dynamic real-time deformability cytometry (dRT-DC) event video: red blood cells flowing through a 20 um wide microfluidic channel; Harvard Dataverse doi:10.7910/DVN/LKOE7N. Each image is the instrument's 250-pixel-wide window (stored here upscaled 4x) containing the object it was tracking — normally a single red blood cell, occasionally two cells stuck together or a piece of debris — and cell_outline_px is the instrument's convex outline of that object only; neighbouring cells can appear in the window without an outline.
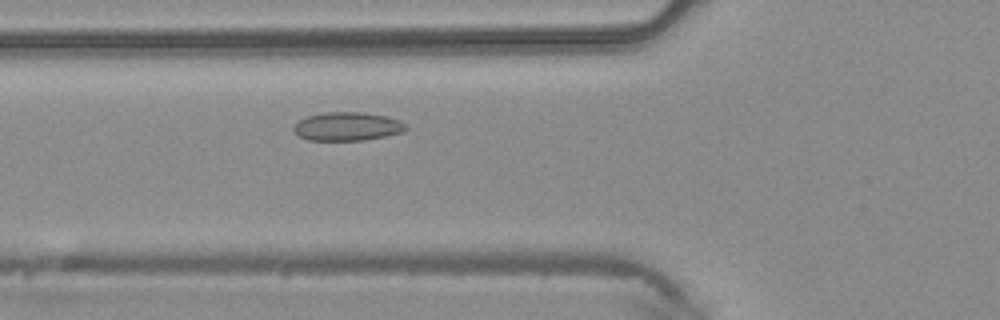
{"species": "common noctule bat (a hibernating species)", "species_latin": "Nyctalus noctula", "temperature_condition": "warm", "stored_images_in_passage": 39, "camera_frame_rate_fps": 3000, "um_per_image_px": 0.085, "animal": {"sex": "male", "body_mass_g": 20.4}, "frame": {"image": 1, "passage_image": 10, "time_ms": 3.0, "image_size_px": [1000, 320], "cell_outline_px": [[408, 128], [404, 132], [364, 140], [308, 140], [300, 136], [292, 128], [300, 120], [308, 116], [324, 112], [364, 112], [384, 116], [400, 120], [408, 124]], "centroid_in_image_um": [29.57, 10.74], "position_along_channel_um": 96.2, "area_um2": 18.61}}
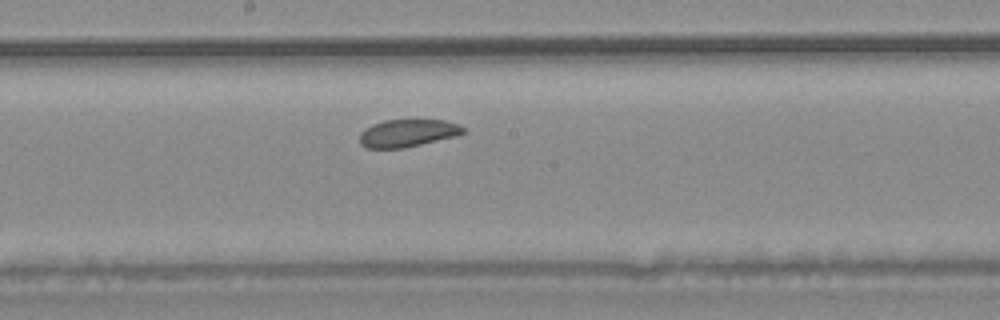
{"frame": {"image": 2, "passage_image": 18, "time_ms": 5.667, "image_size_px": [1000, 320], "cell_outline_px": [[464, 132], [456, 136], [404, 148], [364, 148], [360, 144], [360, 132], [364, 128], [372, 124], [384, 120], [444, 120], [460, 124], [464, 128]], "centroid_in_image_um": [34.62, 11.31], "position_along_channel_um": 213.6, "area_um2": 16.7}}
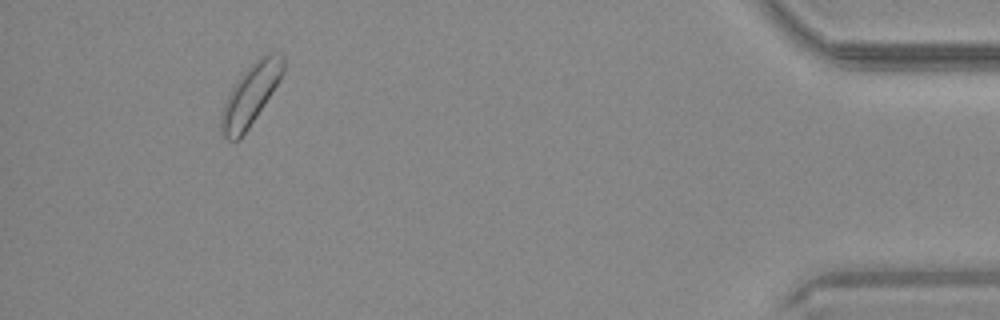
{"frame": {"image": 3, "passage_image": 36, "time_ms": 11.667, "image_size_px": [1000, 320], "cell_outline_px": [[284, 72], [280, 80], [240, 140], [228, 140], [220, 132], [220, 116], [224, 104], [236, 80], [260, 56], [268, 52], [280, 52], [284, 56]], "centroid_in_image_um": [21.3, 8.04], "position_along_channel_um": 413.9, "area_um2": 21.85}}